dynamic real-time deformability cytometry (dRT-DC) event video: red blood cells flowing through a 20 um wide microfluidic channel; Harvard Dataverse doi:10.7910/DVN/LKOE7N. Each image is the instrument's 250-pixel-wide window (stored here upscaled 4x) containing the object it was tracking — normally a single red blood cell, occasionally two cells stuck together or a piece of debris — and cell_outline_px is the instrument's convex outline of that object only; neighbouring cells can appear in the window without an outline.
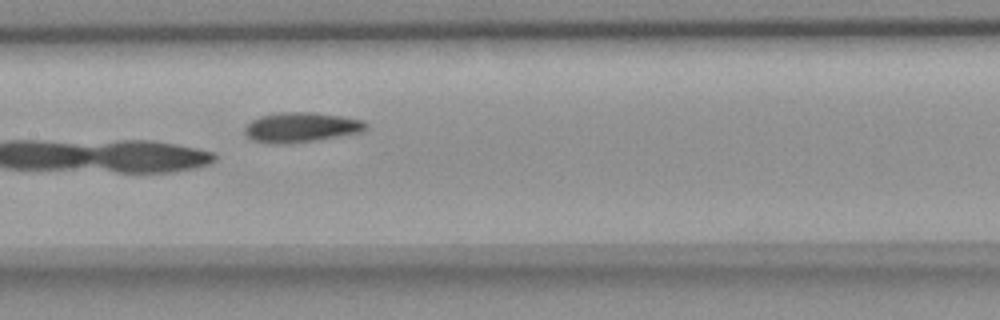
{"species": "common noctule bat (a hibernating species)", "species_latin": "Nyctalus noctula", "temperature_condition": "room temperature", "stored_images_in_passage": 5, "camera_frame_rate_fps": 3000, "um_per_image_px": 0.085, "animal": {"sex": "female", "body_mass_g": 18.4}, "frame": {"image": 1, "passage_image": 5, "time_ms": 4.667, "image_size_px": [1000, 320], "cell_outline_px": [[368, 128], [360, 132], [312, 140], [284, 144], [272, 144], [252, 140], [244, 132], [244, 128], [252, 120], [260, 116], [280, 112], [312, 112], [340, 116], [364, 120], [368, 124]], "centroid_in_image_um": [25.58, 10.81], "position_along_channel_um": 181.8, "area_um2": 20.87}}